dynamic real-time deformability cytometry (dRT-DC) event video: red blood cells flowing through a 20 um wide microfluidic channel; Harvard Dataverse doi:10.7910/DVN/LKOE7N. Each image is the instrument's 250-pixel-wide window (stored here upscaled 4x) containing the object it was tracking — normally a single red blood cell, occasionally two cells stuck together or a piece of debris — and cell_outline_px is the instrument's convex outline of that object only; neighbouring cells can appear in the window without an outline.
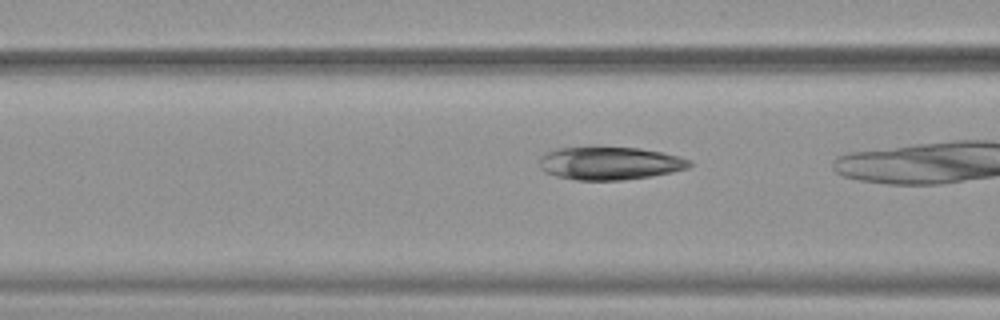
{"species": "common noctule bat (a hibernating species)", "species_latin": "Nyctalus noctula", "temperature_condition": "warm", "stored_images_in_passage": 5, "camera_frame_rate_fps": 3000, "um_per_image_px": 0.085, "animal": {"sex": "female", "body_mass_g": 19.9}, "frame": {"image": 1, "passage_image": 4, "time_ms": 1.0, "image_size_px": [1000, 320], "cell_outline_px": [[692, 164], [688, 168], [672, 172], [652, 176], [624, 180], [576, 180], [556, 176], [544, 172], [540, 168], [540, 156], [544, 152], [556, 148], [592, 144], [640, 148], [664, 152], [680, 156], [692, 160]], "centroid_in_image_um": [51.8, 13.83], "position_along_channel_um": 114.8, "area_um2": 30.17}}